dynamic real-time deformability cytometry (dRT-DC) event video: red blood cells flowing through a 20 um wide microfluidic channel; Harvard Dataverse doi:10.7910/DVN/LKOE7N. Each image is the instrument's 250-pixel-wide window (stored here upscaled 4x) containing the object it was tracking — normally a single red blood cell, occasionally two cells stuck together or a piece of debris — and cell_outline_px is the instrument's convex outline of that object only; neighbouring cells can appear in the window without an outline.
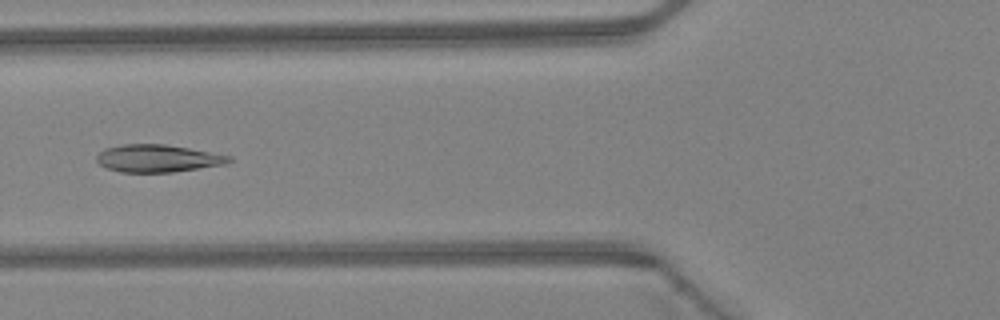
{"species": "Egyptian fruit bat (a non-hibernating species)", "species_latin": "Rousettus aegyptiacus", "temperature_condition": "warm", "stored_images_in_passage": 46, "camera_frame_rate_fps": 3000, "um_per_image_px": 0.085, "animal": {"sex": "female"}, "frame": {"image": 1, "passage_image": 18, "time_ms": 5.667, "image_size_px": [1000, 320], "cell_outline_px": [[232, 160], [224, 164], [172, 172], [120, 172], [108, 168], [100, 164], [96, 160], [96, 156], [104, 148], [124, 144], [164, 144], [188, 148], [232, 156]], "centroid_in_image_um": [13.38, 13.46], "position_along_channel_um": 112.4, "area_um2": 20.98}}
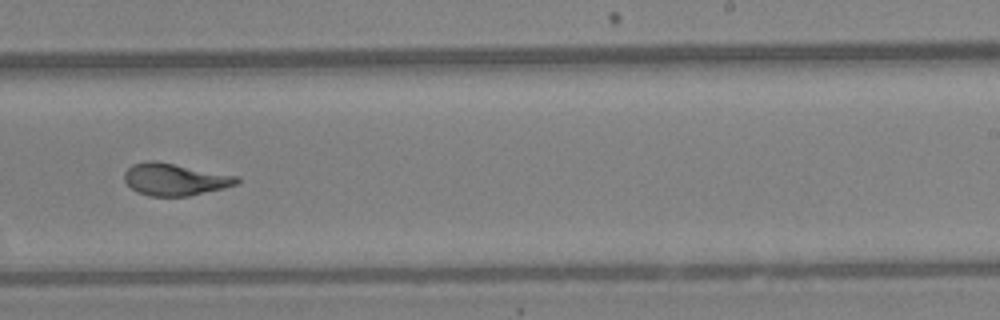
{"frame": {"image": 2, "passage_image": 29, "time_ms": 9.333, "image_size_px": [1000, 320], "cell_outline_px": [[240, 184], [224, 188], [188, 196], [148, 196], [136, 192], [124, 180], [124, 172], [132, 164], [148, 160], [152, 160], [240, 176]], "centroid_in_image_um": [14.88, 15.25], "position_along_channel_um": 274.1, "area_um2": 21.15}}
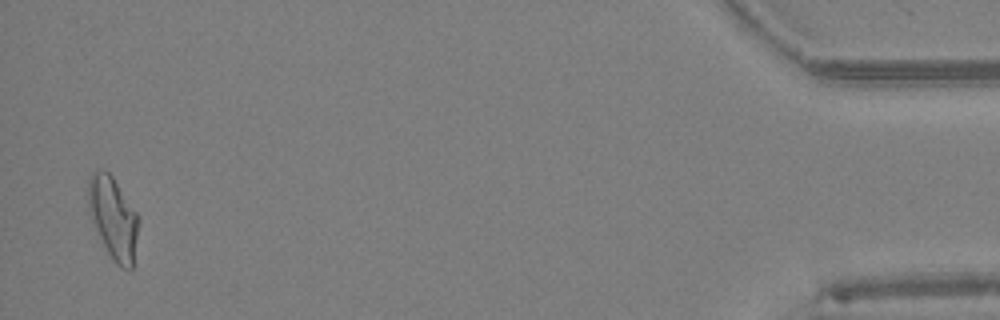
{"frame": {"image": 3, "passage_image": 45, "time_ms": 14.667, "image_size_px": [1000, 320], "cell_outline_px": [[140, 220], [132, 268], [128, 272], [120, 268], [112, 260], [100, 236], [92, 216], [88, 204], [88, 180], [92, 172], [100, 168], [108, 172], [112, 176], [136, 212]], "centroid_in_image_um": [9.65, 18.54], "position_along_channel_um": 425.5, "area_um2": 23.76}, "authors_computed_cell_mechanics": {"area_um2": 22.3108, "velocity_mm_per_s": 4.44, "shape_relaxation_time_tau1_ms": 9.0514, "shape_relaxation_time_tau2_ms": 0.7011, "deformation_change_tau1": 0.2669, "deformation_change_tau2": 0.0526}}